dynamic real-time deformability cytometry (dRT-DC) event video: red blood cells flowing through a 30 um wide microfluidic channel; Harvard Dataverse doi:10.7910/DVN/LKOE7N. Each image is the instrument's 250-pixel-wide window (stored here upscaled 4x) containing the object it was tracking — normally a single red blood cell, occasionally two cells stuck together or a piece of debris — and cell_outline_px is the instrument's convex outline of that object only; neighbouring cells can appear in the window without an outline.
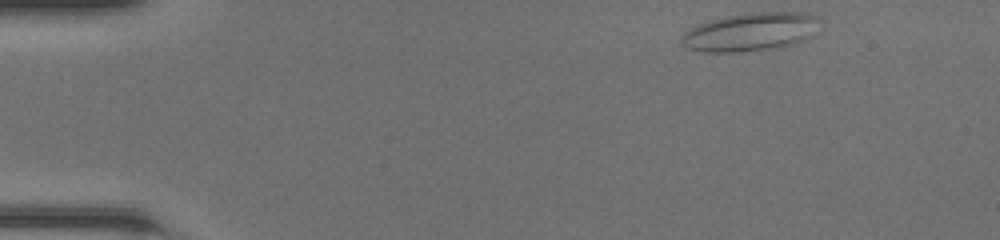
{"species": "common noctule bat (a hibernating species)", "species_latin": "Nyctalus noctula", "temperature_condition": "room temperature", "stored_images_in_passage": 43, "camera_frame_rate_fps": 3000, "um_per_image_px": 0.085, "animal": {"sex": "female", "body_mass_g": 20.0, "forearm_length_mm": 54.0}, "frame": {"image": 1, "passage_image": 1, "time_ms": 0.0, "image_size_px": [1000, 240], "cell_outline_px": [[820, 20], [812, 36], [792, 44], [768, 48], [736, 52], [704, 52], [684, 48], [680, 44], [680, 36], [684, 32], [708, 20], [748, 12], [800, 12], [816, 16]], "centroid_in_image_um": [63.73, 2.71], "position_along_channel_um": 21.3, "area_um2": 30.75}}
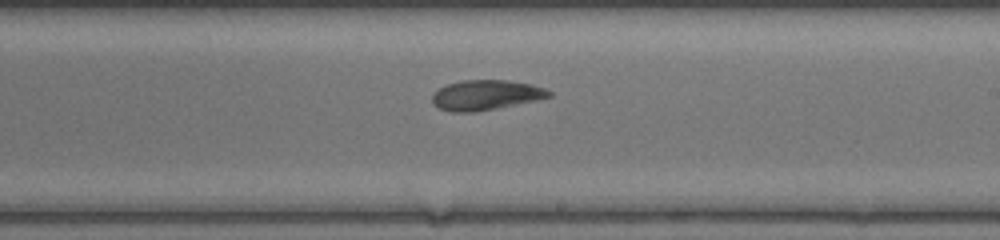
{"frame": {"image": 2, "passage_image": 24, "time_ms": 7.667, "image_size_px": [1000, 240], "cell_outline_px": [[552, 96], [536, 100], [476, 112], [452, 112], [440, 108], [432, 104], [432, 92], [448, 84], [464, 80], [508, 80], [532, 84], [544, 88], [552, 92]], "centroid_in_image_um": [41.28, 8.07], "position_along_channel_um": 247.7, "area_um2": 20.4}}
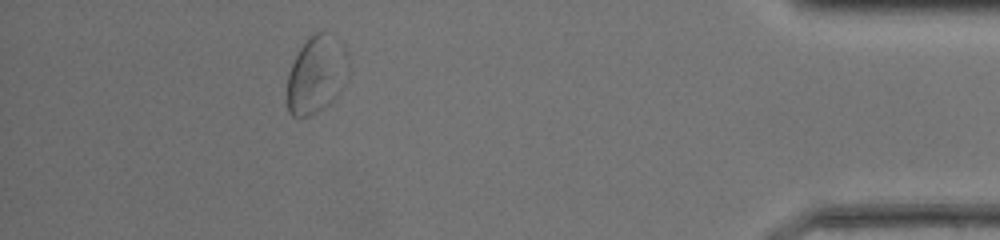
{"frame": {"image": 3, "passage_image": 39, "time_ms": 12.667, "image_size_px": [1000, 240], "cell_outline_px": [[348, 80], [344, 88], [324, 108], [308, 116], [292, 116], [288, 112], [288, 72], [300, 48], [308, 36], [316, 32], [324, 32], [344, 48], [348, 52]], "centroid_in_image_um": [26.91, 6.36], "position_along_channel_um": 408.3, "area_um2": 27.57}, "authors_computed_cell_mechanics": {"area_um2": 20.5768, "velocity_mm_per_s": 4.2344, "shape_relaxation_time_tau1_ms": 4.8687, "shape_relaxation_time_tau2_ms": 3.4936, "deformation_change_tau1": 0.1722, "deformation_change_tau2": 0.1002}}